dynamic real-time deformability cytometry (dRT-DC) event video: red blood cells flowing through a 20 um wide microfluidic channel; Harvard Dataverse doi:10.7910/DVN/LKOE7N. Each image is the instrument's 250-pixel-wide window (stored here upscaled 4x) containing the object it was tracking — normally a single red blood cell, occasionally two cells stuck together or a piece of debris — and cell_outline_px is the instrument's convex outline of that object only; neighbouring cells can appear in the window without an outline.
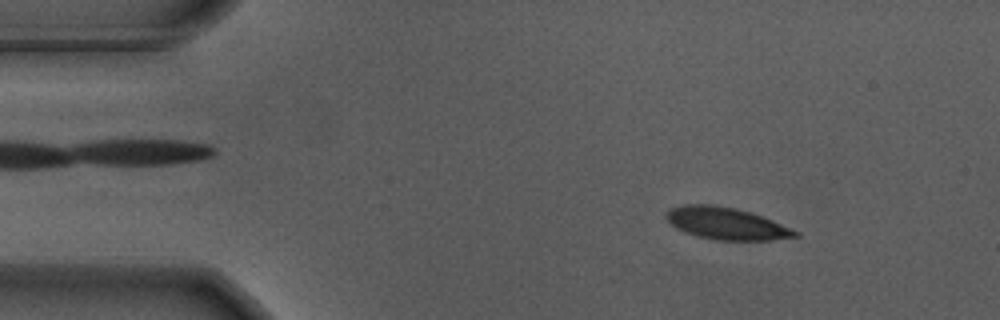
{"species": "Egyptian fruit bat (a non-hibernating species)", "species_latin": "Rousettus aegyptiacus", "temperature_condition": "warm", "stored_images_in_passage": 11, "camera_frame_rate_fps": 3000, "um_per_image_px": 0.085, "animal": {"sex": "male"}, "frame": {"image": 1, "passage_image": 3, "time_ms": 0.667, "image_size_px": [1000, 320], "cell_outline_px": [[800, 236], [768, 240], [716, 240], [696, 236], [684, 232], [676, 228], [664, 216], [668, 208], [688, 204], [712, 204], [736, 208], [772, 220], [800, 232]], "centroid_in_image_um": [61.7, 18.99], "position_along_channel_um": 23.3, "area_um2": 24.04}}